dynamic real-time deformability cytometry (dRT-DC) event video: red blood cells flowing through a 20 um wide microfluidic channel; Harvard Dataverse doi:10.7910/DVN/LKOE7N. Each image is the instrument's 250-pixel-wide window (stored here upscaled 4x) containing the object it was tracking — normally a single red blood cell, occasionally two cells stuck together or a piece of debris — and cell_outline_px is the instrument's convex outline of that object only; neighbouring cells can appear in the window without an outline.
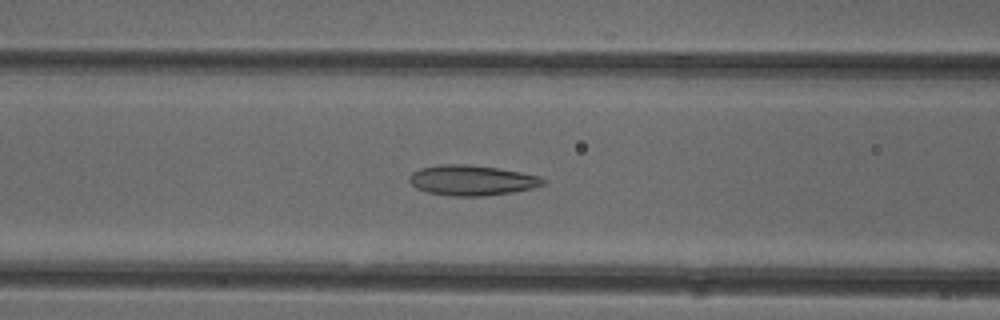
{"species": "common noctule bat (a hibernating species)", "species_latin": "Nyctalus noctula", "temperature_condition": "cold", "stored_images_in_passage": 50, "camera_frame_rate_fps": 3000, "um_per_image_px": 0.085, "animal": {"sex": "female"}, "frame": {"image": 1, "passage_image": 20, "time_ms": 6.333, "image_size_px": [1000, 320], "cell_outline_px": [[544, 184], [532, 188], [512, 192], [484, 196], [452, 196], [428, 192], [416, 188], [408, 180], [408, 176], [412, 172], [420, 168], [436, 164], [468, 164], [496, 168], [520, 172], [540, 176], [544, 180]], "centroid_in_image_um": [40.06, 15.32], "position_along_channel_um": 126.5, "area_um2": 23.58}}
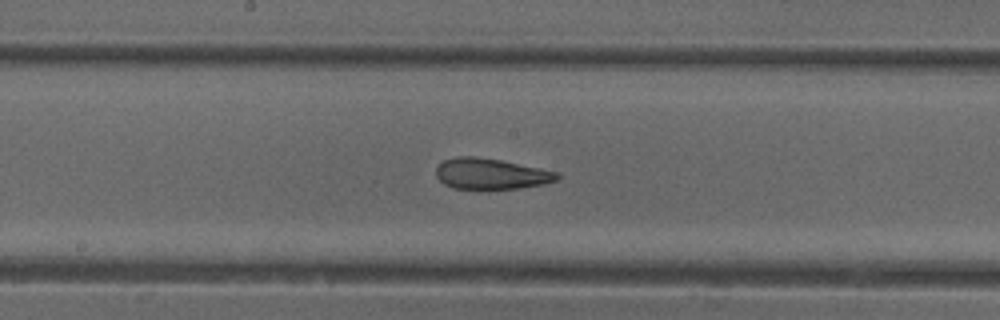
{"frame": {"image": 2, "passage_image": 26, "time_ms": 8.333, "image_size_px": [1000, 320], "cell_outline_px": [[560, 176], [556, 180], [544, 184], [520, 188], [452, 188], [444, 184], [436, 176], [436, 168], [444, 160], [456, 156], [472, 156], [500, 160], [560, 172]], "centroid_in_image_um": [41.74, 14.77], "position_along_channel_um": 206.5, "area_um2": 21.56}}
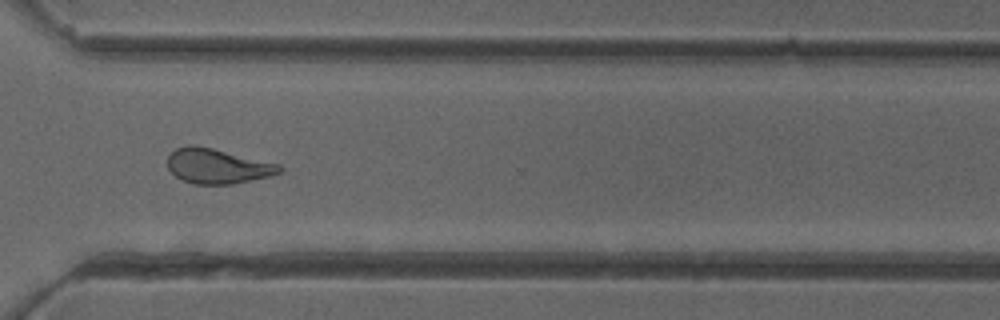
{"frame": {"image": 3, "passage_image": 37, "time_ms": 12.0, "image_size_px": [1000, 320], "cell_outline_px": [[284, 168], [280, 172], [272, 176], [232, 184], [192, 184], [176, 176], [168, 168], [168, 156], [176, 148], [188, 144], [192, 144], [212, 148], [280, 164]], "centroid_in_image_um": [18.5, 14.12], "position_along_channel_um": 352.1, "area_um2": 22.77}, "authors_computed_cell_mechanics": {"area_um2": 23.4668, "velocity_mm_per_s": 3.981, "shape_relaxation_time_tau1_ms": null, "shape_relaxation_time_tau2_ms": 2.2601, "deformation_change_tau1": null, "deformation_change_tau2": 0.0936}}